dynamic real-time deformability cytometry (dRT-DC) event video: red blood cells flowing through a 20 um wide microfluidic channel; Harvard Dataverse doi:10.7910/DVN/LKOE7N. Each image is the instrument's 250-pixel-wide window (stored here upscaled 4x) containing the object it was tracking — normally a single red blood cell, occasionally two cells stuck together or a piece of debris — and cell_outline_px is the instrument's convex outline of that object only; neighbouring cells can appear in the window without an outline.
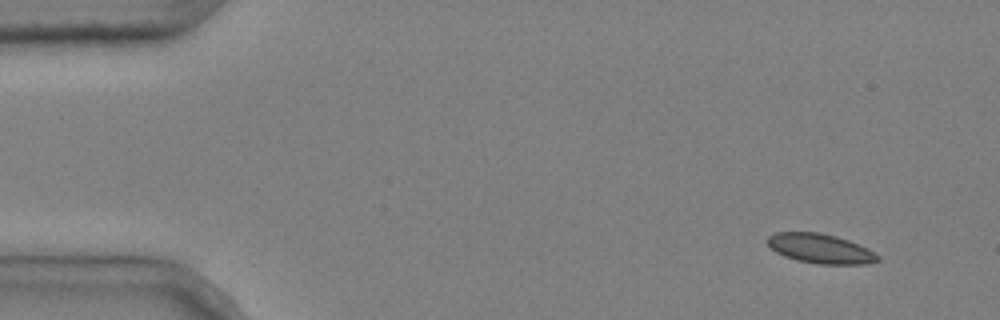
{"species": "common noctule bat (a hibernating species)", "species_latin": "Nyctalus noctula", "temperature_condition": "cold", "stored_images_in_passage": 5, "camera_frame_rate_fps": 3000, "um_per_image_px": 0.085, "animal": {"sex": "male", "body_mass_g": 20.4}, "frame": {"image": 1, "passage_image": 1, "time_ms": 0.0, "image_size_px": [1000, 320], "cell_outline_px": [[880, 260], [864, 264], [816, 264], [796, 260], [784, 256], [776, 252], [764, 240], [768, 236], [776, 232], [820, 232], [836, 236], [848, 240], [868, 248], [880, 256]], "centroid_in_image_um": [69.71, 21.12], "position_along_channel_um": 15.3, "area_um2": 19.13}}
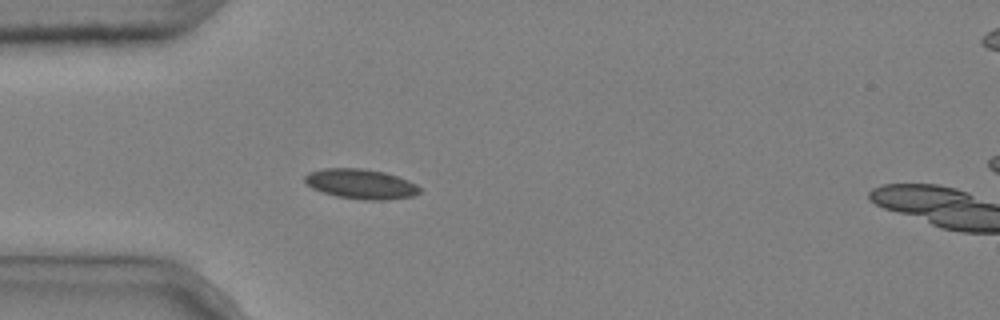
{"frame": {"image": 2, "passage_image": 4, "time_ms": 1.0, "image_size_px": [1000, 320], "cell_outline_px": [[420, 192], [412, 196], [388, 200], [364, 200], [336, 196], [312, 188], [304, 180], [304, 176], [308, 172], [324, 168], [364, 168], [384, 172], [408, 180], [416, 184], [420, 188]], "centroid_in_image_um": [30.67, 15.63], "position_along_channel_um": 54.3, "area_um2": 20.0}}